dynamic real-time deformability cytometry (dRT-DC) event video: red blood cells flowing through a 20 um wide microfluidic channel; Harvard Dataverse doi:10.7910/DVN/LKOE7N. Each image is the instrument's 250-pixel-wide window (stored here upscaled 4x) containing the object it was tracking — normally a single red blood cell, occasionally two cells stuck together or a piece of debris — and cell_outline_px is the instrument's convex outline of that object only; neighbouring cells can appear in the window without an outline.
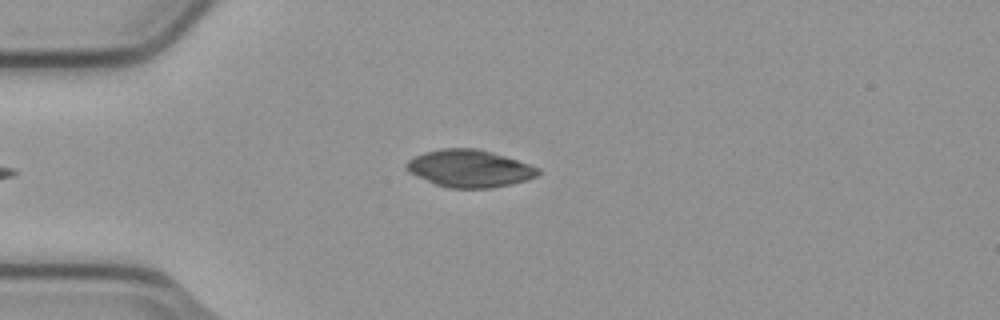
{"species": "common noctule bat (a hibernating species)", "species_latin": "Nyctalus noctula", "temperature_condition": "cold", "stored_images_in_passage": 5, "camera_frame_rate_fps": 3000, "um_per_image_px": 0.085, "animal": {"sex": "male", "body_mass_g": 23.1, "forearm_length_mm": 52.7}, "frame": {"image": 1, "passage_image": 3, "time_ms": 0.667, "image_size_px": [1000, 320], "cell_outline_px": [[540, 172], [536, 176], [528, 180], [512, 184], [492, 188], [448, 188], [436, 184], [408, 172], [404, 168], [404, 164], [408, 160], [424, 152], [444, 148], [476, 148], [492, 152], [540, 168]], "centroid_in_image_um": [39.9, 14.32], "position_along_channel_um": 45.1, "area_um2": 28.61}}
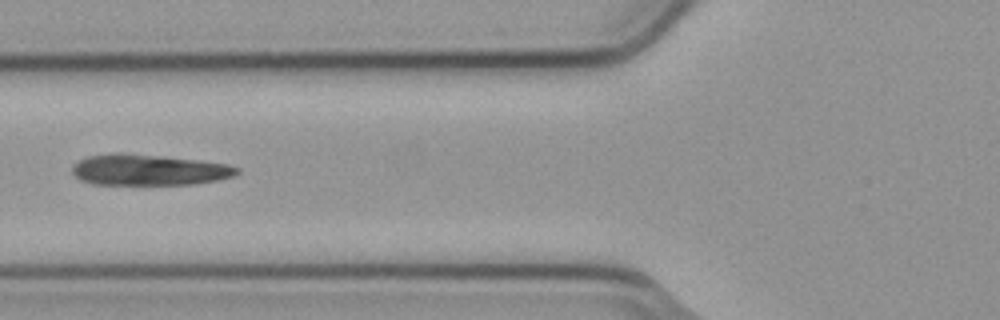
{"frame": {"image": 2, "passage_image": 5, "time_ms": 1.333, "image_size_px": [1000, 320], "cell_outline_px": [[240, 172], [232, 176], [216, 180], [192, 184], [92, 184], [80, 180], [72, 172], [72, 168], [80, 160], [88, 156], [112, 152], [116, 152], [200, 160], [228, 164], [240, 168]], "centroid_in_image_um": [12.64, 14.43], "position_along_channel_um": 113.2, "area_um2": 29.54}}